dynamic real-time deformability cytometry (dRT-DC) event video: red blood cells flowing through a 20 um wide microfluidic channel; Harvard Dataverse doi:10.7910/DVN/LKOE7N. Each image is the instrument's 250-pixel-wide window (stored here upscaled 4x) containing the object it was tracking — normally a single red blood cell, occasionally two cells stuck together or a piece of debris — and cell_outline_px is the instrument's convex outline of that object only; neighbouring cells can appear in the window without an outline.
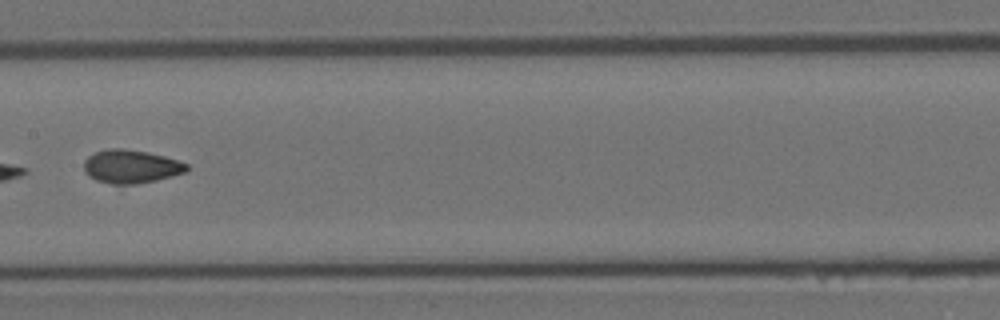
{"species": "Egyptian fruit bat (a non-hibernating species)", "species_latin": "Rousettus aegyptiacus", "temperature_condition": "room temperature", "stored_images_in_passage": 8, "camera_frame_rate_fps": 3000, "um_per_image_px": 0.085, "animal": {"sex": "female"}, "frame": {"image": 1, "passage_image": 7, "time_ms": 7.333, "image_size_px": [1000, 320], "cell_outline_px": [[188, 172], [156, 180], [136, 184], [112, 184], [96, 180], [88, 176], [84, 172], [84, 160], [88, 156], [96, 152], [108, 148], [124, 148], [148, 152], [164, 156], [188, 164]], "centroid_in_image_um": [11.12, 14.15], "position_along_channel_um": 196.3, "area_um2": 20.11}}
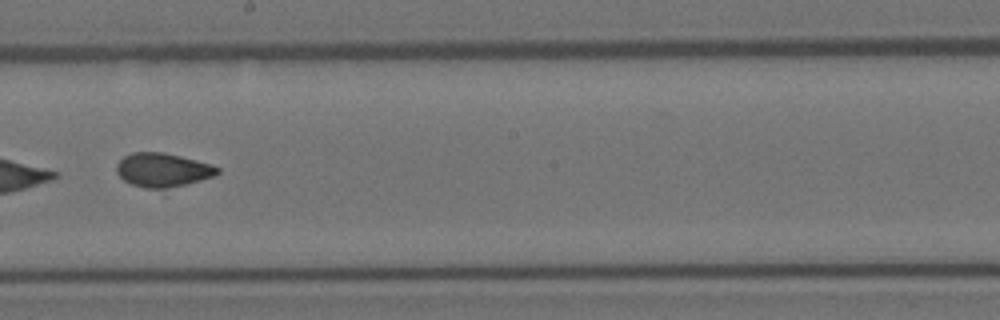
{"frame": {"image": 2, "passage_image": 8, "time_ms": 8.333, "image_size_px": [1000, 320], "cell_outline_px": [[220, 172], [212, 176], [200, 180], [184, 184], [164, 188], [144, 188], [132, 184], [124, 180], [116, 172], [116, 164], [124, 156], [132, 152], [164, 152], [196, 160], [220, 168]], "centroid_in_image_um": [13.79, 14.43], "position_along_channel_um": 234.4, "area_um2": 19.59}}